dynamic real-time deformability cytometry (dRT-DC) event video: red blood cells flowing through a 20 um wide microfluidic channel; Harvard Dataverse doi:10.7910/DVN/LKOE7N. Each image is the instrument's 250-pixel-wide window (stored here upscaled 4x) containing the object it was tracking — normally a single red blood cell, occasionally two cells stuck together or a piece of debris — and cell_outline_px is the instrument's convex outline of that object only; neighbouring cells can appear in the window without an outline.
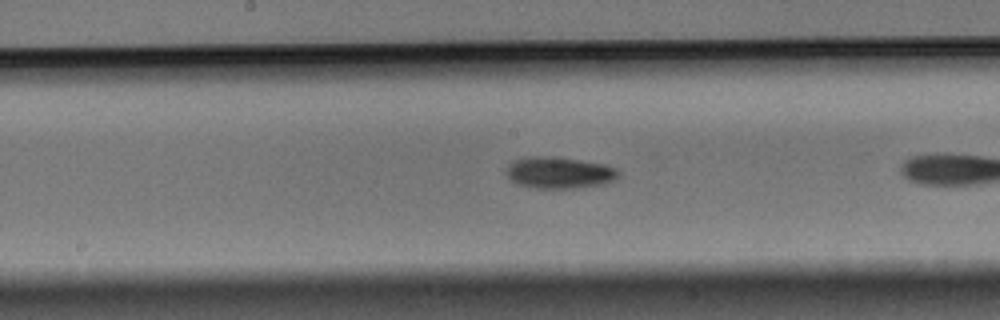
{"species": "Egyptian fruit bat (a non-hibernating species)", "species_latin": "Rousettus aegyptiacus", "temperature_condition": "warm", "stored_images_in_passage": 28, "camera_frame_rate_fps": 3000, "um_per_image_px": 0.085, "animal": {"sex": "male"}, "frame": {"image": 1, "passage_image": 13, "time_ms": 4.0, "image_size_px": [1000, 320], "cell_outline_px": [[620, 172], [612, 180], [604, 184], [576, 188], [536, 188], [516, 184], [508, 176], [508, 164], [516, 160], [528, 156], [552, 156], [580, 160], [604, 164], [616, 168]], "centroid_in_image_um": [47.54, 14.67], "position_along_channel_um": 200.7, "area_um2": 20.46}}
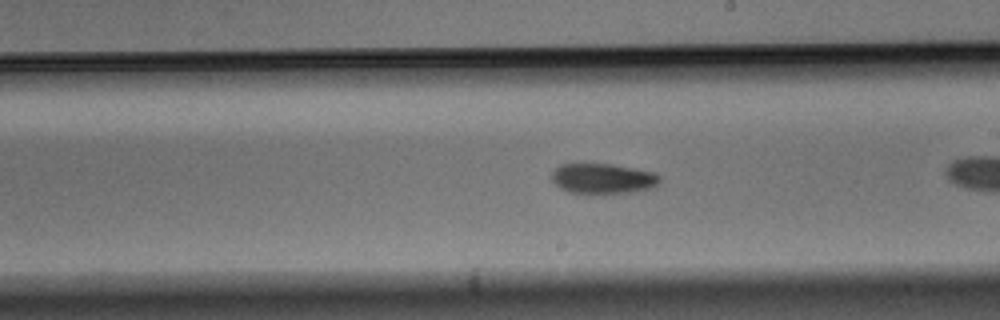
{"frame": {"image": 2, "passage_image": 16, "time_ms": 5.0, "image_size_px": [1000, 320], "cell_outline_px": [[660, 184], [656, 188], [636, 192], [568, 192], [560, 188], [552, 180], [552, 172], [560, 164], [612, 164], [636, 168], [656, 172], [660, 176]], "centroid_in_image_um": [51.33, 15.16], "position_along_channel_um": 237.7, "area_um2": 19.07}}